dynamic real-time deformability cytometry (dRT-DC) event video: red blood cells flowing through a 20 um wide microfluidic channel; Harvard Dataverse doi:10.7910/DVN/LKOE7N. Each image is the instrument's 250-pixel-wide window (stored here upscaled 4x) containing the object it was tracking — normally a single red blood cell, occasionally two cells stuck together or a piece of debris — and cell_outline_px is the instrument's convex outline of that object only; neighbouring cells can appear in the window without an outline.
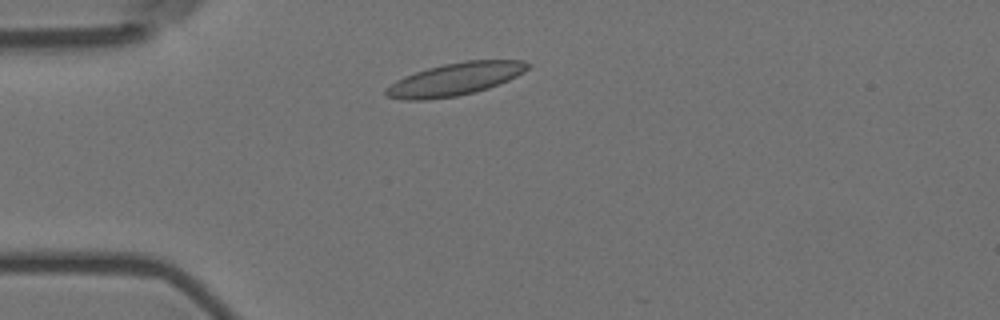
{"species": "Egyptian fruit bat (a non-hibernating species)", "species_latin": "Rousettus aegyptiacus", "temperature_condition": "room temperature", "stored_images_in_passage": 18, "camera_frame_rate_fps": 3000, "um_per_image_px": 0.085, "animal": {"sex": "female"}, "frame": {"image": 1, "passage_image": 1, "time_ms": 0.0, "image_size_px": [1000, 320], "cell_outline_px": [[532, 64], [524, 72], [508, 80], [488, 88], [476, 92], [456, 96], [428, 100], [404, 100], [384, 96], [384, 88], [396, 80], [404, 76], [428, 68], [444, 64], [464, 60], [524, 60]], "centroid_in_image_um": [38.65, 6.73], "position_along_channel_um": 46.3, "area_um2": 27.11}}
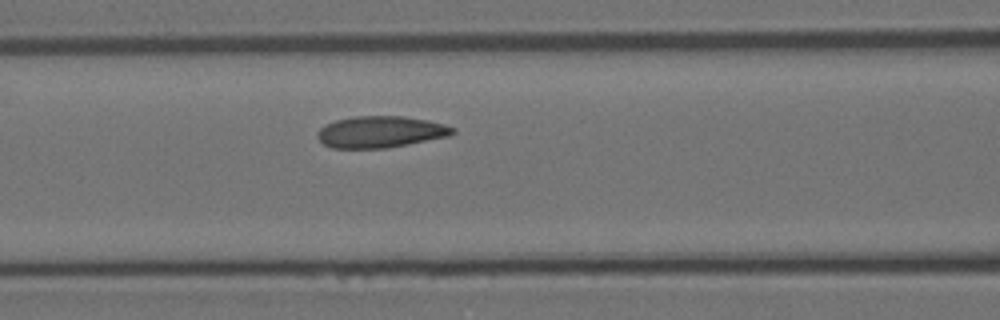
{"frame": {"image": 2, "passage_image": 10, "time_ms": 3.0, "image_size_px": [1000, 320], "cell_outline_px": [[456, 132], [448, 136], [388, 148], [332, 148], [324, 144], [316, 136], [316, 132], [324, 124], [336, 120], [352, 116], [404, 116], [428, 120], [444, 124], [456, 128]], "centroid_in_image_um": [32.33, 11.2], "position_along_channel_um": 134.3, "area_um2": 25.03}}
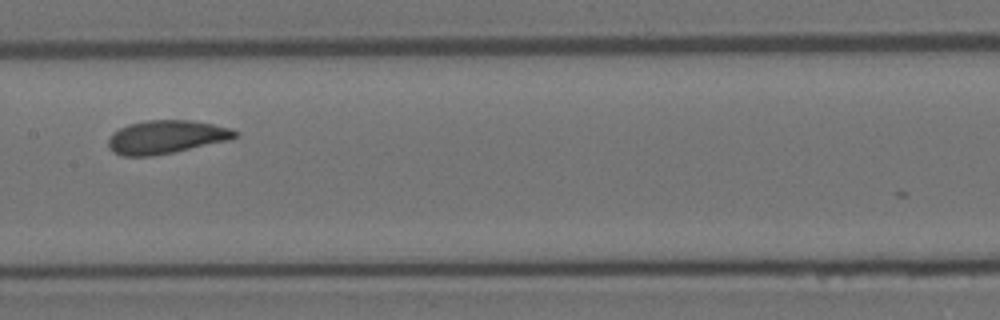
{"frame": {"image": 3, "passage_image": 15, "time_ms": 4.667, "image_size_px": [1000, 320], "cell_outline_px": [[240, 136], [228, 140], [172, 152], [152, 156], [124, 156], [108, 148], [108, 140], [112, 132], [128, 124], [148, 120], [188, 120], [212, 124], [232, 128], [240, 132]], "centroid_in_image_um": [14.14, 11.63], "position_along_channel_um": 193.3, "area_um2": 24.51}}